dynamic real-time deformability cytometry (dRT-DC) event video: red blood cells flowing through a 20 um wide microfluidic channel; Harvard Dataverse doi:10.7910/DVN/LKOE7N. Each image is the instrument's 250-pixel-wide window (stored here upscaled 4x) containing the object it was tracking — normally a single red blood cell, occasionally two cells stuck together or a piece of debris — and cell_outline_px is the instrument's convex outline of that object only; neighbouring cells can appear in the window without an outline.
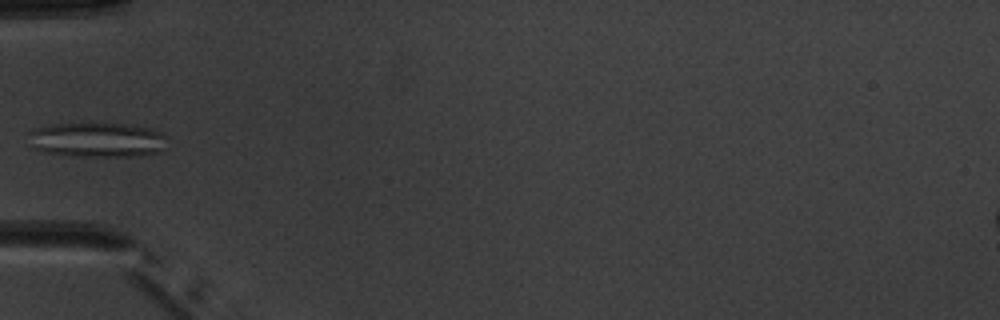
{"species": "common noctule bat (a hibernating species)", "species_latin": "Nyctalus noctula", "temperature_condition": "warm", "stored_images_in_passage": 4, "camera_frame_rate_fps": 3000, "um_per_image_px": 0.085, "animal": {"sex": "male", "body_mass_g": 20.1, "forearm_length_mm": 53.5}, "frame": {"image": 1, "passage_image": 4, "time_ms": 4.333, "image_size_px": [1000, 320], "cell_outline_px": [[164, 148], [160, 152], [140, 156], [76, 156], [44, 152], [32, 148], [28, 132], [32, 128], [48, 124], [88, 120], [124, 124], [152, 128], [160, 132], [164, 136]], "centroid_in_image_um": [8.18, 11.83], "position_along_channel_um": 76.8, "area_um2": 29.19}}